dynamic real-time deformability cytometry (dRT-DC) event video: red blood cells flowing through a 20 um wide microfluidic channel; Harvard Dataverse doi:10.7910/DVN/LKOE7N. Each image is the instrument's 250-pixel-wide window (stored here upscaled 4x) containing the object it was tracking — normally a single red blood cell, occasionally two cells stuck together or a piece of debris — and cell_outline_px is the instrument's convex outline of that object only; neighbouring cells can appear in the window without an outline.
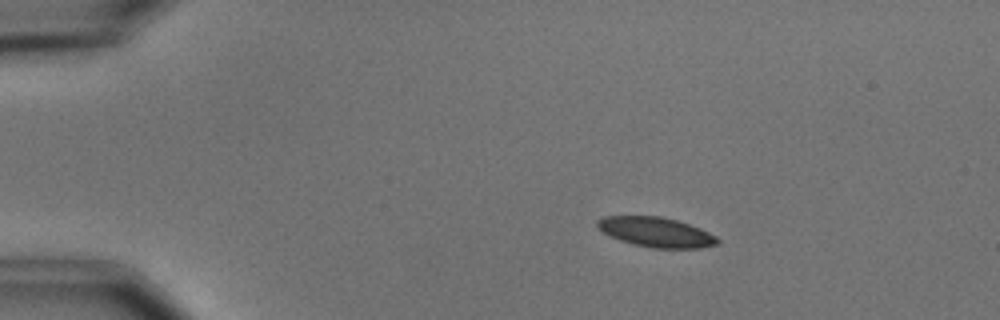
{"species": "common noctule bat (a hibernating species)", "species_latin": "Nyctalus noctula", "temperature_condition": "cold", "stored_images_in_passage": 3, "camera_frame_rate_fps": 3000, "um_per_image_px": 0.085, "animal": {"sex": "male", "body_mass_g": 15.6}, "frame": {"image": 1, "passage_image": 1, "time_ms": 0.0, "image_size_px": [1000, 320], "cell_outline_px": [[720, 244], [700, 248], [652, 248], [620, 240], [596, 228], [596, 220], [604, 216], [660, 216], [676, 220], [700, 228], [716, 236], [720, 240]], "centroid_in_image_um": [55.78, 19.73], "position_along_channel_um": 29.2, "area_um2": 20.81}}